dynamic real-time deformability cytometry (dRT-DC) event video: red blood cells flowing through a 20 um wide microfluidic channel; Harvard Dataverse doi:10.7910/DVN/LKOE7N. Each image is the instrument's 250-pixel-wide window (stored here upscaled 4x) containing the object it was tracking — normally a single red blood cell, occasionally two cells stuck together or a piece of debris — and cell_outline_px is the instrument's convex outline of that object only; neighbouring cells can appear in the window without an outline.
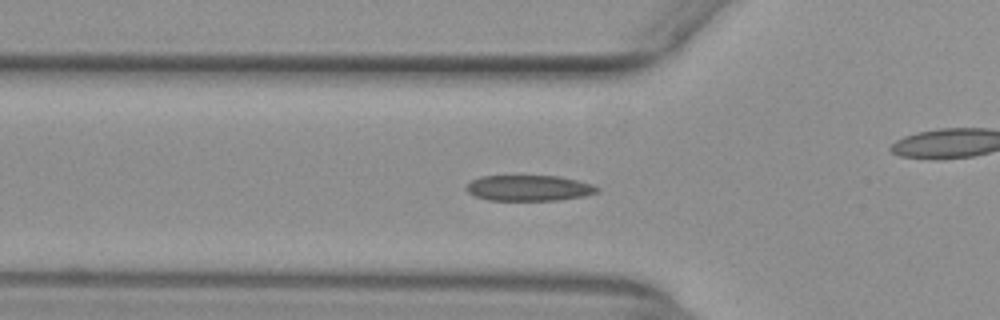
{"species": "common noctule bat (a hibernating species)", "species_latin": "Nyctalus noctula", "temperature_condition": "warm", "stored_images_in_passage": 53, "camera_frame_rate_fps": 3000, "um_per_image_px": 0.085, "animal": {"sex": "female", "body_mass_g": 29.2, "forearm_length_mm": 56.3}, "frame": {"image": 1, "passage_image": 18, "time_ms": 5.667, "image_size_px": [1000, 320], "cell_outline_px": [[600, 192], [584, 196], [560, 200], [488, 200], [476, 196], [468, 192], [464, 188], [472, 180], [480, 176], [560, 176], [592, 184], [600, 188]], "centroid_in_image_um": [44.98, 15.98], "position_along_channel_um": 80.8, "area_um2": 19.65}}
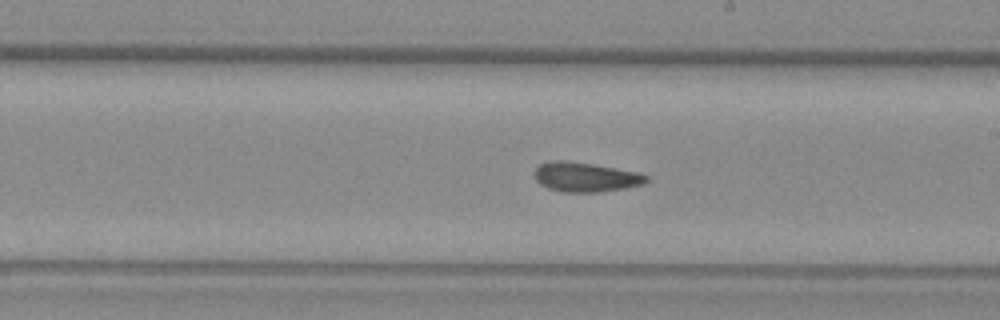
{"frame": {"image": 2, "passage_image": 30, "time_ms": 9.667, "image_size_px": [1000, 320], "cell_outline_px": [[648, 180], [644, 184], [624, 188], [600, 192], [560, 192], [548, 188], [540, 184], [536, 180], [532, 172], [540, 164], [552, 160], [564, 160], [592, 164], [640, 172], [648, 176]], "centroid_in_image_um": [49.75, 15.05], "position_along_channel_um": 239.3, "area_um2": 19.42}}
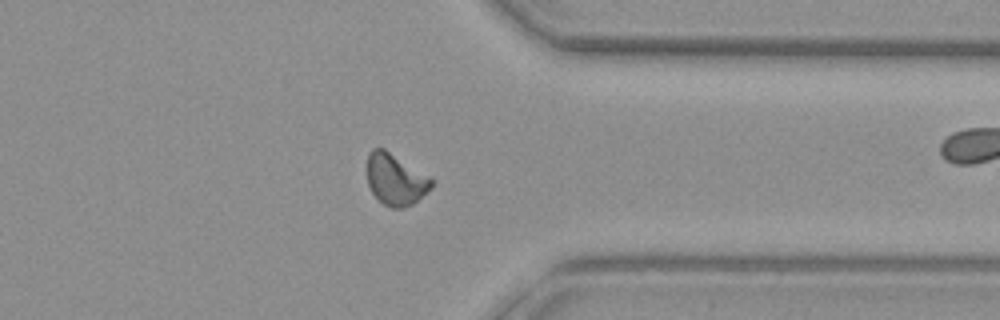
{"frame": {"image": 3, "passage_image": 41, "time_ms": 13.333, "image_size_px": [1000, 320], "cell_outline_px": [[436, 180], [432, 188], [412, 204], [404, 208], [392, 208], [384, 204], [372, 192], [368, 184], [368, 152], [372, 148], [384, 148], [432, 176]], "centroid_in_image_um": [33.68, 15.23], "position_along_channel_um": 377.7, "area_um2": 19.59}, "authors_computed_cell_mechanics": {"area_um2": 19.1318, "velocity_mm_per_s": 3.9479, "shape_relaxation_time_tau1_ms": 11.1917, "shape_relaxation_time_tau2_ms": 2.1624, "deformation_change_tau1": 0.2181, "deformation_change_tau2": 0.0867}}